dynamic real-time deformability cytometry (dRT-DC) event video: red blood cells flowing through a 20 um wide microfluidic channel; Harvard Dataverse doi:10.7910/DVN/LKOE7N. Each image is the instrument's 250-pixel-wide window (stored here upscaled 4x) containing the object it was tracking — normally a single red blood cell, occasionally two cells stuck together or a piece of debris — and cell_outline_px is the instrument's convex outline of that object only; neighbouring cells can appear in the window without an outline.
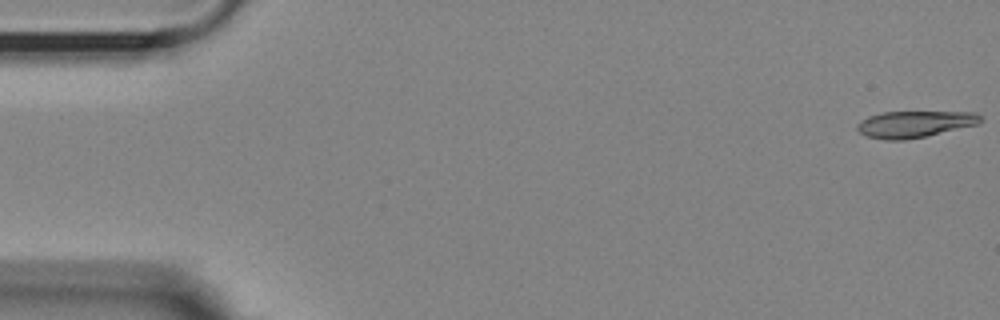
{"species": "Egyptian fruit bat (a non-hibernating species)", "species_latin": "Rousettus aegyptiacus", "temperature_condition": "room temperature", "stored_images_in_passage": 56, "camera_frame_rate_fps": 3000, "um_per_image_px": 0.085, "animal": {"sex": "female"}, "frame": {"image": 1, "passage_image": 1, "time_ms": 0.0, "image_size_px": [1000, 320], "cell_outline_px": [[984, 120], [980, 124], [924, 136], [904, 140], [884, 140], [864, 136], [856, 128], [856, 124], [868, 116], [884, 112], [976, 112], [984, 116]], "centroid_in_image_um": [77.77, 10.55], "position_along_channel_um": 7.2, "area_um2": 19.25}}
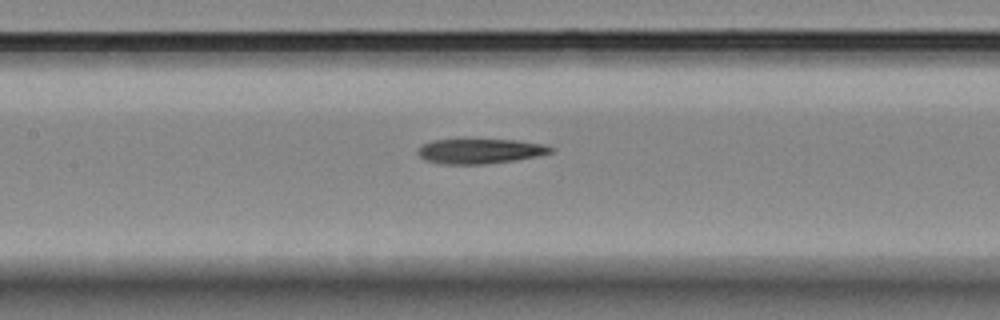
{"frame": {"image": 2, "passage_image": 25, "time_ms": 8.0, "image_size_px": [1000, 320], "cell_outline_px": [[556, 148], [552, 152], [536, 156], [512, 160], [484, 164], [444, 164], [428, 160], [420, 156], [416, 152], [424, 144], [432, 140], [456, 136], [464, 136], [520, 140], [544, 144]], "centroid_in_image_um": [40.79, 12.77], "position_along_channel_um": 166.6, "area_um2": 20.35}}
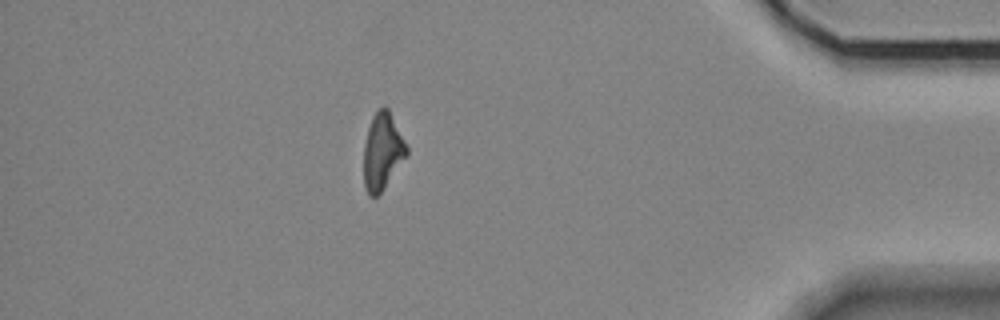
{"frame": {"image": 3, "passage_image": 48, "time_ms": 15.667, "image_size_px": [1000, 320], "cell_outline_px": [[408, 152], [380, 192], [376, 196], [368, 196], [364, 184], [364, 144], [368, 128], [372, 116], [380, 108], [388, 108], [408, 148]], "centroid_in_image_um": [32.48, 12.85], "position_along_channel_um": 402.7, "area_um2": 18.55}}